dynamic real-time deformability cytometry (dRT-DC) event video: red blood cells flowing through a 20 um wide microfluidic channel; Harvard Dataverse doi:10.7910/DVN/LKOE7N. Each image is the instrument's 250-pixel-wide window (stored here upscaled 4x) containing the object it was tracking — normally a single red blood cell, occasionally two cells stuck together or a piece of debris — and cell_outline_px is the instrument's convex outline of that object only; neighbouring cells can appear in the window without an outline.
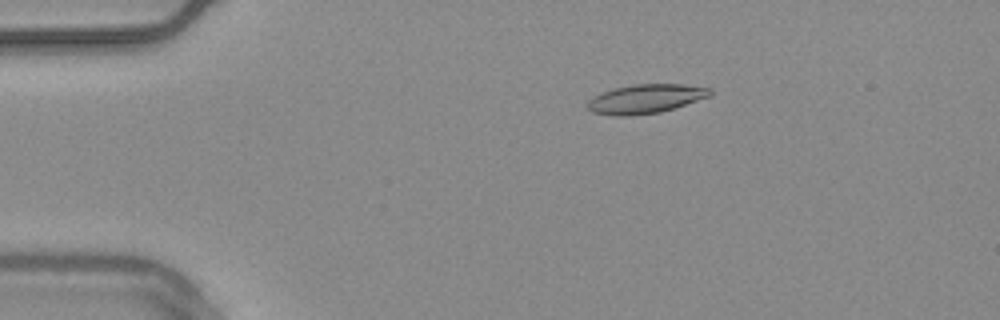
{"species": "common noctule bat (a hibernating species)", "species_latin": "Nyctalus noctula", "temperature_condition": "warm", "stored_images_in_passage": 55, "camera_frame_rate_fps": 3000, "um_per_image_px": 0.085, "animal": {"sex": "male", "body_mass_g": 20.4}, "frame": {"image": 1, "passage_image": 11, "time_ms": 3.333, "image_size_px": [1000, 320], "cell_outline_px": [[712, 96], [660, 112], [628, 116], [616, 116], [592, 112], [588, 108], [588, 100], [592, 96], [616, 88], [632, 84], [684, 84], [712, 88]], "centroid_in_image_um": [54.91, 8.39], "position_along_channel_um": 30.1, "area_um2": 20.75}}
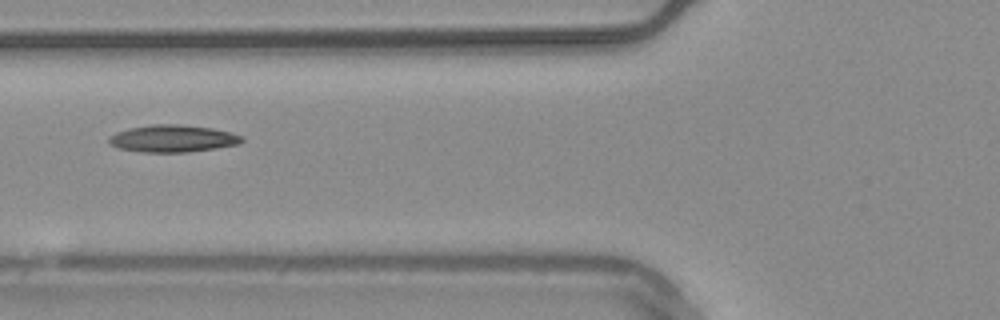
{"frame": {"image": 2, "passage_image": 22, "time_ms": 7.0, "image_size_px": [1000, 320], "cell_outline_px": [[244, 140], [240, 144], [216, 148], [188, 152], [140, 152], [116, 148], [108, 144], [108, 136], [116, 132], [128, 128], [152, 124], [180, 124], [212, 128], [232, 132], [244, 136]], "centroid_in_image_um": [14.67, 11.77], "position_along_channel_um": 111.1, "area_um2": 21.44}}
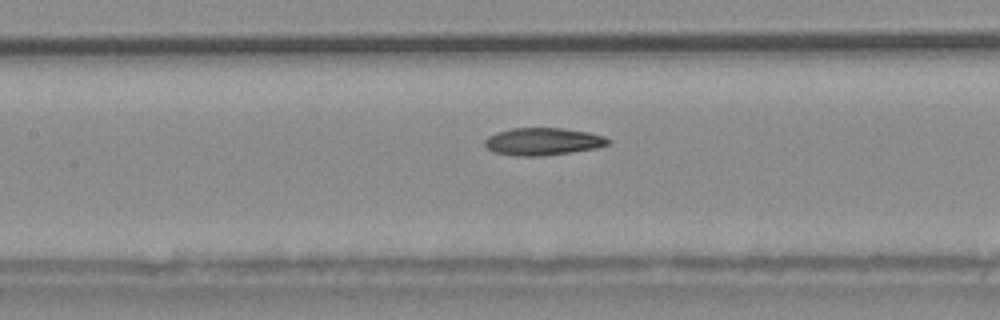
{"frame": {"image": 3, "passage_image": 26, "time_ms": 8.333, "image_size_px": [1000, 320], "cell_outline_px": [[612, 140], [608, 144], [596, 148], [540, 156], [516, 156], [492, 152], [484, 144], [484, 140], [488, 136], [496, 132], [512, 128], [564, 128], [588, 132], [604, 136]], "centroid_in_image_um": [46.12, 12.02], "position_along_channel_um": 161.3, "area_um2": 19.71}, "authors_computed_cell_mechanics": {"area_um2": 20.2878, "velocity_mm_per_s": 3.7384, "shape_relaxation_time_tau1_ms": null, "shape_relaxation_time_tau2_ms": 3.5433, "deformation_change_tau1": null, "deformation_change_tau2": 0.098}}